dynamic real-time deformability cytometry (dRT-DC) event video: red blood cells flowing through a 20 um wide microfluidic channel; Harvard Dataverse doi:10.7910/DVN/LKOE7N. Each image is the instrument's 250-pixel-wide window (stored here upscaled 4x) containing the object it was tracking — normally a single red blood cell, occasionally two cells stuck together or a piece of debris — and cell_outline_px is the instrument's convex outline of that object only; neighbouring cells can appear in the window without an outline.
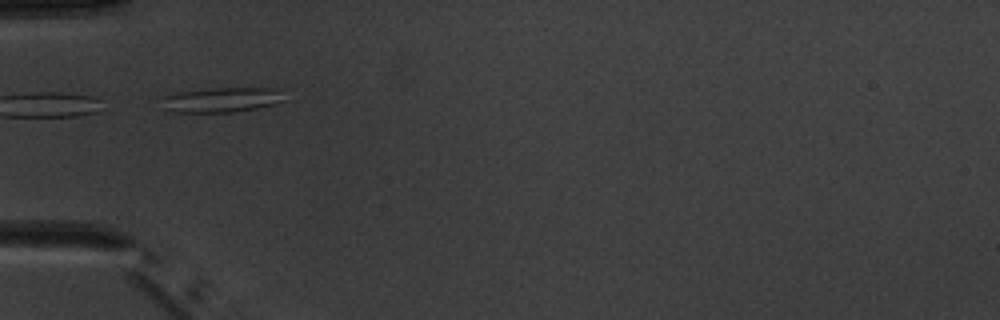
{"species": "common noctule bat (a hibernating species)", "species_latin": "Nyctalus noctula", "temperature_condition": "warm", "stored_images_in_passage": 6, "camera_frame_rate_fps": 3000, "um_per_image_px": 0.085, "animal": {"sex": "male", "body_mass_g": 20.1, "forearm_length_mm": 53.5}, "frame": {"image": 1, "passage_image": 4, "time_ms": 3.333, "image_size_px": [1000, 320], "cell_outline_px": [[288, 100], [276, 104], [256, 108], [232, 112], [172, 112], [164, 108], [164, 96], [176, 92], [208, 88], [276, 88]], "centroid_in_image_um": [18.89, 8.48], "position_along_channel_um": 66.1, "area_um2": 17.8}}
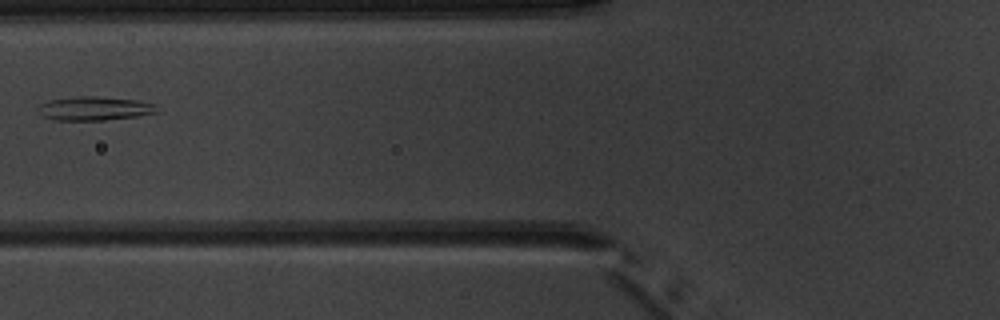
{"frame": {"image": 2, "passage_image": 5, "time_ms": 4.667, "image_size_px": [1000, 320], "cell_outline_px": [[160, 112], [136, 116], [104, 120], [56, 120], [44, 116], [36, 112], [36, 108], [40, 104], [52, 100], [76, 96], [92, 96], [140, 100], [156, 104]], "centroid_in_image_um": [8.06, 9.21], "position_along_channel_um": 117.7, "area_um2": 16.59}}
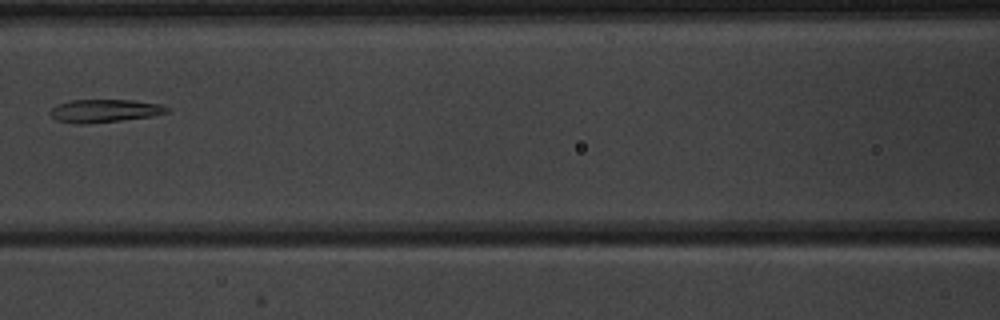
{"frame": {"image": 3, "passage_image": 6, "time_ms": 5.667, "image_size_px": [1000, 320], "cell_outline_px": [[168, 112], [152, 116], [120, 120], [84, 124], [76, 124], [56, 120], [48, 112], [52, 108], [60, 104], [72, 100], [136, 100], [160, 104], [168, 108]], "centroid_in_image_um": [8.88, 9.42], "position_along_channel_um": 157.7, "area_um2": 15.49}}